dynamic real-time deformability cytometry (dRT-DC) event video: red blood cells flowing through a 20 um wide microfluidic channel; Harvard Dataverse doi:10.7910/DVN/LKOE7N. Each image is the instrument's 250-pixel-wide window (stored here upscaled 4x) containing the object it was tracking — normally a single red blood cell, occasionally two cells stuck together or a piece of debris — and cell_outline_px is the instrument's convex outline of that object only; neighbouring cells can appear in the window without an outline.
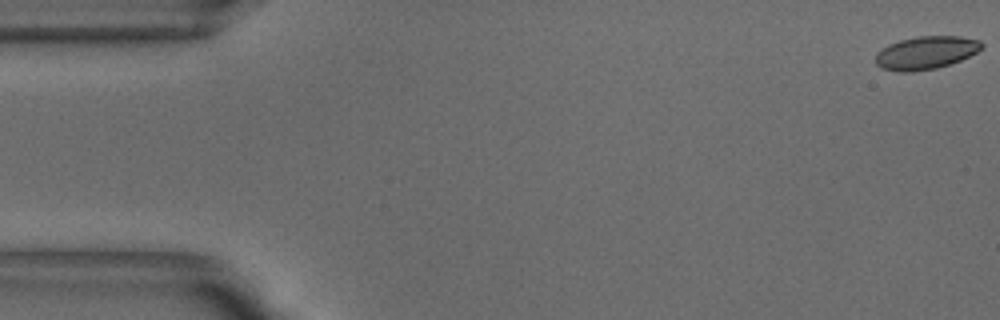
{"species": "common noctule bat (a hibernating species)", "species_latin": "Nyctalus noctula", "temperature_condition": "warm", "stored_images_in_passage": 52, "camera_frame_rate_fps": 3000, "um_per_image_px": 0.085, "animal": {"sex": "male", "body_mass_g": 18.8}, "frame": {"image": 1, "passage_image": 1, "time_ms": 0.0, "image_size_px": [1000, 320], "cell_outline_px": [[984, 44], [976, 52], [960, 60], [936, 68], [912, 72], [900, 72], [880, 68], [876, 64], [876, 52], [888, 44], [900, 40], [916, 36], [960, 36], [980, 40]], "centroid_in_image_um": [78.66, 4.48], "position_along_channel_um": 6.3, "area_um2": 20.4}}
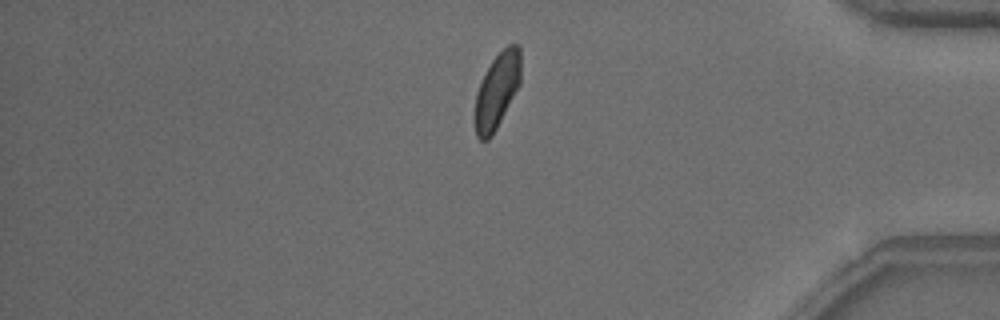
{"frame": {"image": 2, "passage_image": 44, "time_ms": 14.333, "image_size_px": [1000, 320], "cell_outline_px": [[520, 84], [492, 136], [488, 140], [480, 140], [476, 136], [472, 120], [472, 116], [476, 92], [492, 60], [508, 44], [516, 44], [520, 48]], "centroid_in_image_um": [42.2, 7.77], "position_along_channel_um": 393.0, "area_um2": 20.35}}
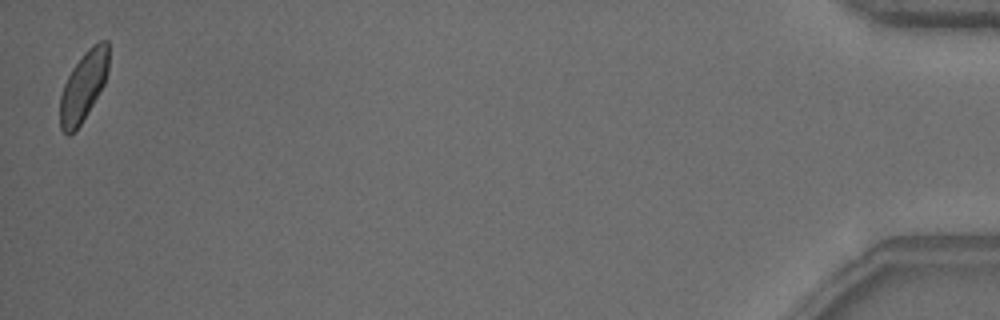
{"frame": {"image": 3, "passage_image": 52, "time_ms": 17.0, "image_size_px": [1000, 320], "cell_outline_px": [[108, 72], [104, 84], [80, 124], [68, 136], [60, 128], [60, 96], [64, 84], [72, 68], [84, 52], [92, 44], [100, 40], [108, 40]], "centroid_in_image_um": [7.09, 7.28], "position_along_channel_um": 428.1, "area_um2": 19.48}, "authors_computed_cell_mechanics": {"area_um2": 20.4612, "velocity_mm_per_s": 3.827, "shape_relaxation_time_tau1_ms": 2.3417, "shape_relaxation_time_tau2_ms": 0.9134, "deformation_change_tau1": 0.0906, "deformation_change_tau2": 0.0554}}